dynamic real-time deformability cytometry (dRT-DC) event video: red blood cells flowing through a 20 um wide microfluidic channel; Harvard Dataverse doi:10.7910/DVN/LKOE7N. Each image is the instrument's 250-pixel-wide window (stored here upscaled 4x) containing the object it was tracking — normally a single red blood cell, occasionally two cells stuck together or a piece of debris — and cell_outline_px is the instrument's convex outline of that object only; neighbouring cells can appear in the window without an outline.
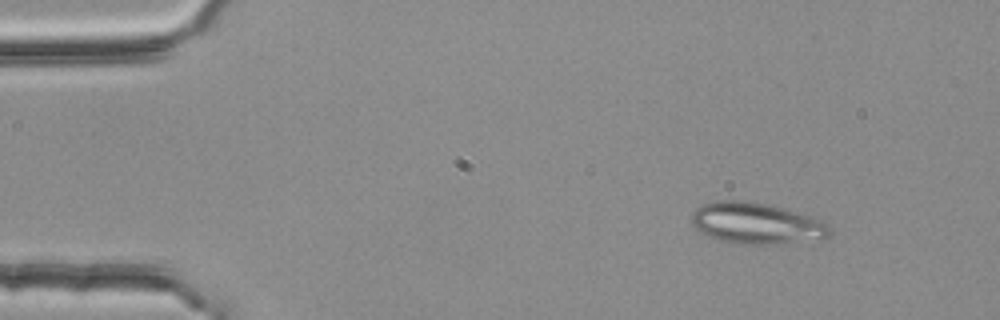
{"species": "common noctule bat (a hibernating species)", "species_latin": "Nyctalus noctula", "temperature_condition": "room temperature", "stored_images_in_passage": 47, "segment_of_instrument_passage": [1, 2], "camera_frame_rate_fps": 3000, "um_per_image_px": 0.085, "animal": {"sex": "female", "body_mass_g": 25.1}, "frame": {"image": 1, "passage_image": 1, "time_ms": 0.0, "image_size_px": [1000, 320], "cell_outline_px": [[832, 232], [828, 236], [780, 244], [736, 244], [708, 236], [700, 232], [692, 224], [692, 212], [696, 208], [704, 204], [720, 200], [748, 200], [768, 204], [812, 216], [828, 224]], "centroid_in_image_um": [64.26, 18.97], "position_along_channel_um": 20.7, "area_um2": 33.06}}